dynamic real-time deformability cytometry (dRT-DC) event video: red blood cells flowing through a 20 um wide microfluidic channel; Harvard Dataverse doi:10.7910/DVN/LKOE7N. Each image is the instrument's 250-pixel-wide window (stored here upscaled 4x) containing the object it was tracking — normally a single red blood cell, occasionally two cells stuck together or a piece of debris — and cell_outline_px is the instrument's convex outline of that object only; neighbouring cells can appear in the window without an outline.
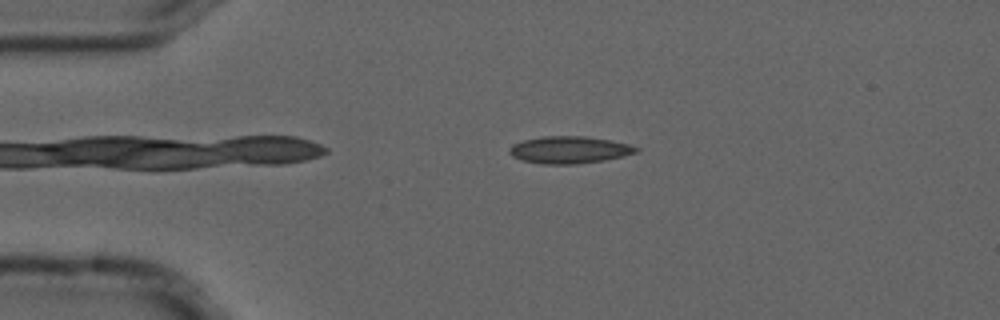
{"species": "common noctule bat (a hibernating species)", "species_latin": "Nyctalus noctula", "temperature_condition": "cold", "stored_images_in_passage": 2, "camera_frame_rate_fps": 3000, "um_per_image_px": 0.085, "animal": {"sex": "male", "forearm_length_mm": 52.5}, "frame": {"image": 1, "passage_image": 1, "time_ms": 0.0, "image_size_px": [1000, 320], "cell_outline_px": [[640, 152], [624, 156], [604, 160], [576, 164], [544, 164], [524, 160], [512, 156], [508, 152], [508, 148], [512, 144], [524, 140], [544, 136], [584, 136], [608, 140], [628, 144], [640, 148]], "centroid_in_image_um": [48.4, 12.74], "position_along_channel_um": 36.6, "area_um2": 20.0}}